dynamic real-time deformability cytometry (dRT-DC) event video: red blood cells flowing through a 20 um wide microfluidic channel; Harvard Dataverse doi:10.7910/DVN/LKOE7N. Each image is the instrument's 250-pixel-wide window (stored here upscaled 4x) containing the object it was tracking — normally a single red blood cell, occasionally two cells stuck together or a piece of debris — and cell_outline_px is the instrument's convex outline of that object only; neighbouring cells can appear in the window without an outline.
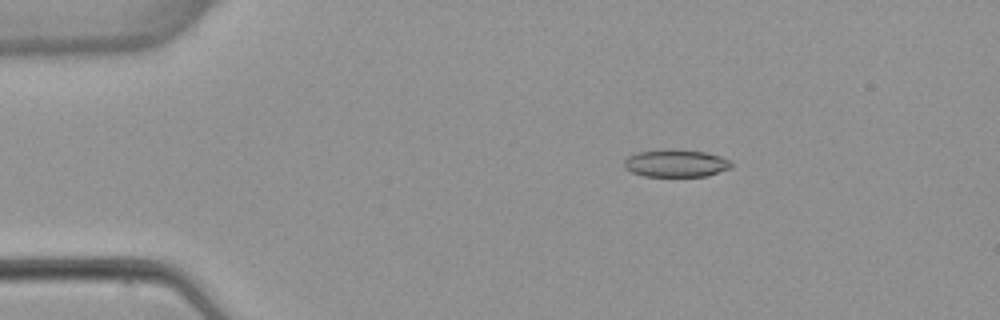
{"species": "common noctule bat (a hibernating species)", "species_latin": "Nyctalus noctula", "temperature_condition": "warm", "stored_images_in_passage": 2, "camera_frame_rate_fps": 3000, "um_per_image_px": 0.085, "animal": {"sex": "female", "body_mass_g": 22.7, "forearm_length_mm": 54.2}, "frame": {"image": 1, "passage_image": 1, "time_ms": 0.0, "image_size_px": [1000, 320], "cell_outline_px": [[732, 168], [708, 176], [644, 176], [632, 172], [624, 168], [624, 160], [628, 156], [636, 152], [664, 148], [704, 152], [720, 156], [728, 160], [732, 164]], "centroid_in_image_um": [57.42, 13.87], "position_along_channel_um": 27.6, "area_um2": 17.34}}